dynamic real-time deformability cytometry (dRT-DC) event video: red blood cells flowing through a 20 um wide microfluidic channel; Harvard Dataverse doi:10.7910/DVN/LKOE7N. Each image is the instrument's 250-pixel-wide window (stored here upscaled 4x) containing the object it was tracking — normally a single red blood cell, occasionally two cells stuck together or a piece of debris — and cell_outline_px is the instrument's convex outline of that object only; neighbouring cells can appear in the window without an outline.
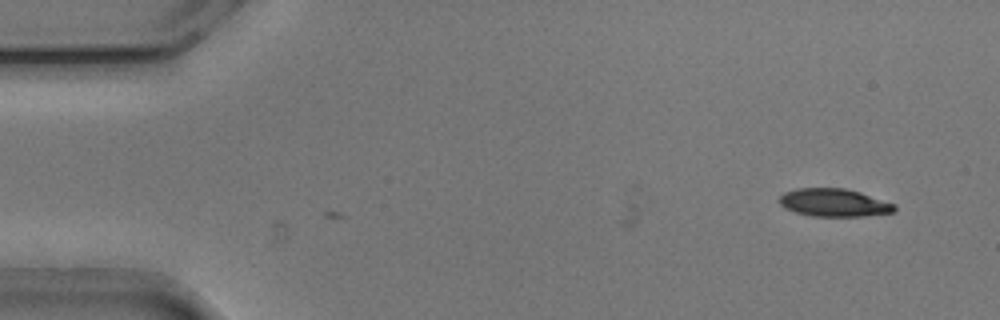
{"species": "common noctule bat (a hibernating species)", "species_latin": "Nyctalus noctula", "temperature_condition": "cold", "stored_images_in_passage": 9, "camera_frame_rate_fps": 3000, "um_per_image_px": 0.085, "animal": {"sex": "male", "body_mass_g": 20.5, "forearm_length_mm": 52.5}, "frame": {"image": 1, "passage_image": 9, "time_ms": 2.667, "image_size_px": [1000, 320], "cell_outline_px": [[896, 208], [892, 212], [864, 216], [812, 216], [796, 212], [784, 208], [780, 204], [780, 196], [784, 192], [796, 188], [844, 188], [860, 192], [896, 204]], "centroid_in_image_um": [70.88, 17.22], "position_along_channel_um": 14.1, "area_um2": 18.67}}